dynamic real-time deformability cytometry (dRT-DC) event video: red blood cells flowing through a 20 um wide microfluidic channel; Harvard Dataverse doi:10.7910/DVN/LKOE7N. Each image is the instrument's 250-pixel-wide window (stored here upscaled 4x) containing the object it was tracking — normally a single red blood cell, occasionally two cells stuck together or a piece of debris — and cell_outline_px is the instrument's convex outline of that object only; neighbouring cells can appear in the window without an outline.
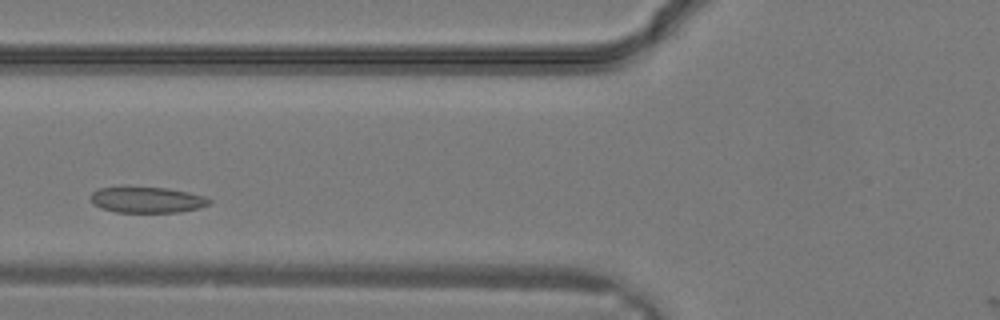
{"species": "common noctule bat (a hibernating species)", "species_latin": "Nyctalus noctula", "temperature_condition": "warm", "stored_images_in_passage": 17, "camera_frame_rate_fps": 3000, "um_per_image_px": 0.085, "animal": {"sex": "male", "body_mass_g": 19.2, "forearm_length_mm": 51.8}, "frame": {"image": 1, "passage_image": 6, "time_ms": 1.667, "image_size_px": [1000, 320], "cell_outline_px": [[212, 200], [208, 204], [200, 208], [180, 212], [116, 212], [100, 208], [92, 204], [92, 192], [100, 188], [124, 184], [128, 184], [168, 188], [188, 192], [204, 196]], "centroid_in_image_um": [12.45, 16.94], "position_along_channel_um": 113.4, "area_um2": 18.67}}
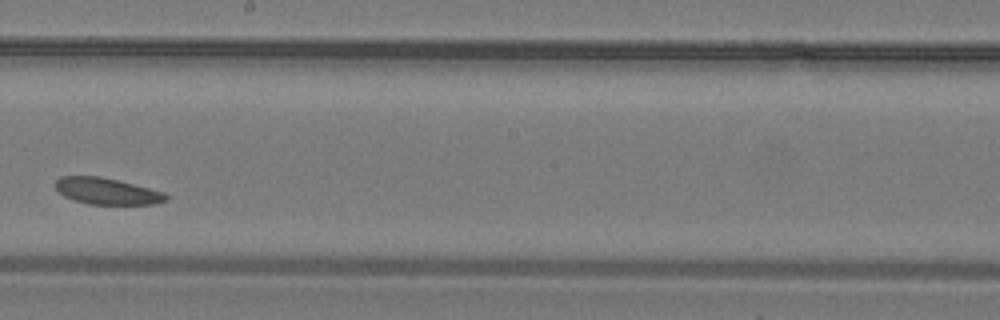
{"frame": {"image": 2, "passage_image": 12, "time_ms": 3.667, "image_size_px": [1000, 320], "cell_outline_px": [[168, 200], [152, 204], [88, 204], [64, 196], [52, 184], [60, 176], [100, 176], [164, 192], [168, 196]], "centroid_in_image_um": [9.05, 16.24], "position_along_channel_um": 239.1, "area_um2": 16.88}}
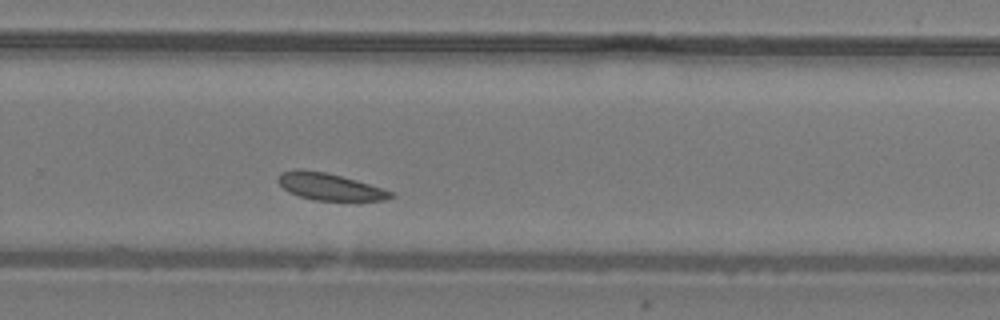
{"frame": {"image": 3, "passage_image": 15, "time_ms": 4.667, "image_size_px": [1000, 320], "cell_outline_px": [[396, 196], [384, 200], [312, 200], [288, 192], [276, 180], [280, 172], [296, 168], [300, 168], [324, 172], [356, 180], [392, 192]], "centroid_in_image_um": [27.95, 15.85], "position_along_channel_um": 301.9, "area_um2": 17.57}}